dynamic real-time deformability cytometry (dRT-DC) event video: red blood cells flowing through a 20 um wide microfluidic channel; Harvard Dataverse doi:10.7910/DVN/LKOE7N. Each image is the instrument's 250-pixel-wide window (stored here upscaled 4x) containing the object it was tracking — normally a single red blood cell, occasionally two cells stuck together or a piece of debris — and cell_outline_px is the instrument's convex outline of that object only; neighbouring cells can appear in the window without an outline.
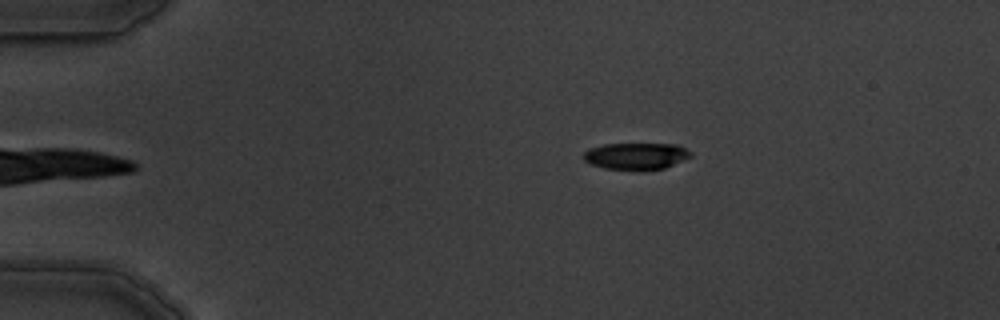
{"species": "common noctule bat (a hibernating species)", "species_latin": "Nyctalus noctula", "temperature_condition": "warm", "stored_images_in_passage": 6, "camera_frame_rate_fps": 3000, "um_per_image_px": 0.085, "animal": {"sex": "male", "body_mass_g": 19.5, "forearm_length_mm": 54.6}, "frame": {"image": 1, "passage_image": 6, "time_ms": 5.667, "image_size_px": [1000, 320], "cell_outline_px": [[692, 156], [664, 168], [640, 172], [604, 168], [592, 164], [584, 160], [584, 152], [588, 148], [604, 144], [680, 144], [692, 152]], "centroid_in_image_um": [54.09, 13.28], "position_along_channel_um": 30.9, "area_um2": 17.11}}